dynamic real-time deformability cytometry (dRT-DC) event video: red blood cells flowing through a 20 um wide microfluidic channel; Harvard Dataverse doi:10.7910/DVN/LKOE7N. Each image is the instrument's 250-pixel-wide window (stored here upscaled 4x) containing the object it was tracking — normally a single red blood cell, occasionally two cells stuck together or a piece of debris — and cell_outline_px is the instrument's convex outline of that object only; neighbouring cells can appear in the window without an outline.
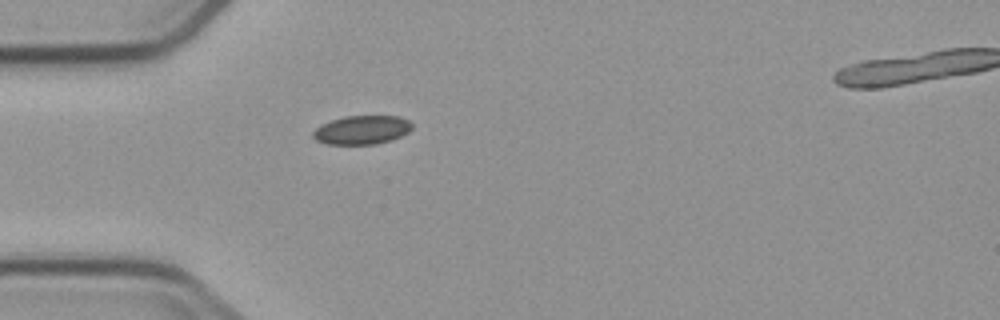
{"species": "common noctule bat (a hibernating species)", "species_latin": "Nyctalus noctula", "temperature_condition": "cold", "stored_images_in_passage": 2, "camera_frame_rate_fps": 3000, "um_per_image_px": 0.085, "animal": {"sex": "male", "body_mass_g": 23.1, "forearm_length_mm": 52.7}, "frame": {"image": 1, "passage_image": 1, "time_ms": 0.0, "image_size_px": [1000, 320], "cell_outline_px": [[412, 128], [408, 132], [392, 140], [376, 144], [328, 144], [316, 140], [312, 136], [312, 132], [320, 124], [344, 116], [400, 116], [408, 120], [412, 124]], "centroid_in_image_um": [30.75, 11.04], "position_along_channel_um": 54.2, "area_um2": 16.65}}